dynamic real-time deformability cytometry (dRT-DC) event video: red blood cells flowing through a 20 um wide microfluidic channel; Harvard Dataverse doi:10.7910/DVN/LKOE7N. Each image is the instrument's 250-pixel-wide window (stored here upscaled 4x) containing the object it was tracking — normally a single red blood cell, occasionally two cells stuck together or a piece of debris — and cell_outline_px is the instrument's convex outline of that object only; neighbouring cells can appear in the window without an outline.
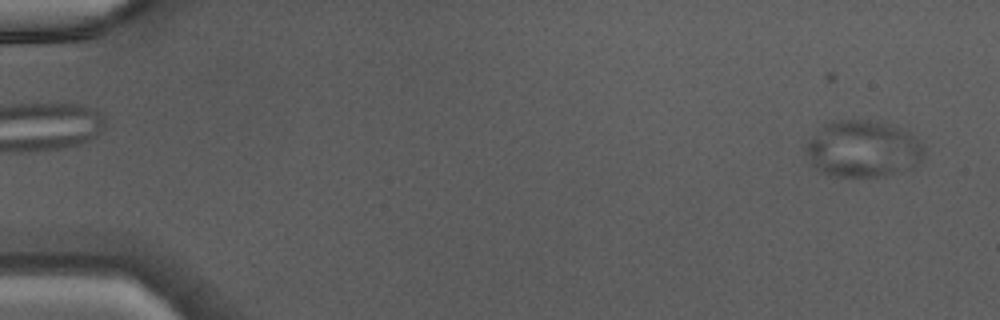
{"species": "Egyptian fruit bat (a non-hibernating species)", "species_latin": "Rousettus aegyptiacus", "temperature_condition": "warm", "stored_images_in_passage": 12, "camera_frame_rate_fps": 3000, "um_per_image_px": 0.085, "animal": {"sex": "male"}, "frame": {"image": 1, "passage_image": 3, "time_ms": 0.667, "image_size_px": [1000, 320], "cell_outline_px": [[924, 156], [912, 168], [880, 176], [832, 176], [820, 172], [812, 164], [804, 152], [804, 148], [808, 140], [816, 128], [824, 124], [840, 120], [880, 120], [892, 124], [912, 132], [924, 144]], "centroid_in_image_um": [73.35, 12.62], "position_along_channel_um": 11.6, "area_um2": 39.77}}